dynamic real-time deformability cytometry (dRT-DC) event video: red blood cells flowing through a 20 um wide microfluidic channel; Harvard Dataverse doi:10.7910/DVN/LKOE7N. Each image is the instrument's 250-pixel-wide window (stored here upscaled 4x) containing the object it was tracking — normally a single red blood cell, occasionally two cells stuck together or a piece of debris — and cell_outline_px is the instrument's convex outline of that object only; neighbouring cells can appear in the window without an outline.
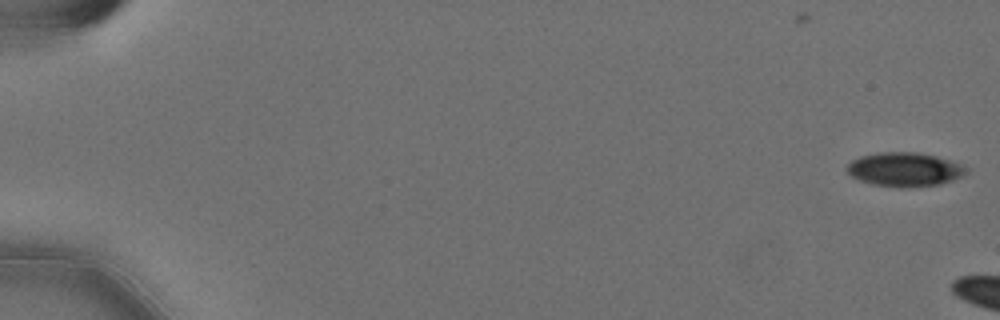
{"species": "Egyptian fruit bat (a non-hibernating species)", "species_latin": "Rousettus aegyptiacus", "temperature_condition": "cold", "stored_images_in_passage": 5, "camera_frame_rate_fps": 3000, "um_per_image_px": 0.085, "animal": {"sex": "female"}, "frame": {"image": 1, "passage_image": 1, "time_ms": 0.0, "image_size_px": [1000, 320], "cell_outline_px": [[968, 172], [964, 176], [940, 184], [908, 188], [896, 188], [872, 184], [860, 180], [852, 176], [848, 172], [848, 164], [852, 160], [860, 156], [880, 152], [916, 152], [936, 156], [964, 164], [968, 168]], "centroid_in_image_um": [76.94, 14.41], "position_along_channel_um": 8.1, "area_um2": 23.87}}